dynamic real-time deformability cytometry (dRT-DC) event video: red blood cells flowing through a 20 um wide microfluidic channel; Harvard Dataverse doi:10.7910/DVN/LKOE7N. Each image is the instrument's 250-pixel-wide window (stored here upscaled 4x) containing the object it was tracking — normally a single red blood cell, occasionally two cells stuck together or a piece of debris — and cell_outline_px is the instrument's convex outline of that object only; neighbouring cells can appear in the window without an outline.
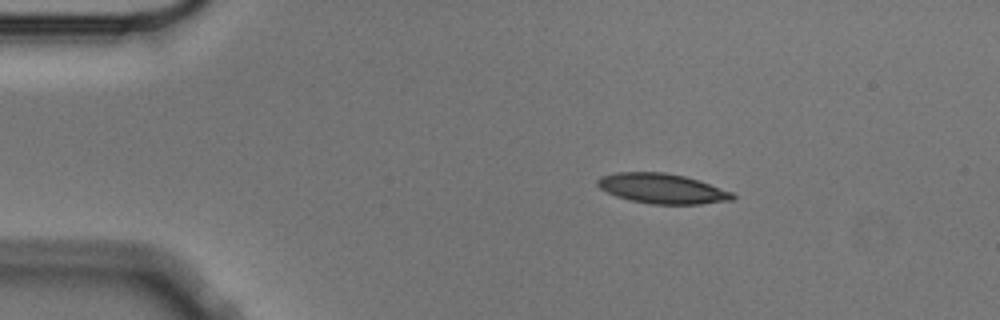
{"species": "Egyptian fruit bat (a non-hibernating species)", "species_latin": "Rousettus aegyptiacus", "temperature_condition": "cold", "stored_images_in_passage": 3, "camera_frame_rate_fps": 3000, "um_per_image_px": 0.085, "animal": {"sex": "male"}, "frame": {"image": 1, "passage_image": 2, "time_ms": 0.333, "image_size_px": [1000, 320], "cell_outline_px": [[736, 196], [732, 200], [700, 204], [648, 204], [616, 196], [600, 188], [596, 184], [596, 180], [600, 176], [616, 172], [664, 172], [684, 176], [732, 192]], "centroid_in_image_um": [56.24, 16.03], "position_along_channel_um": 28.8, "area_um2": 23.41}}